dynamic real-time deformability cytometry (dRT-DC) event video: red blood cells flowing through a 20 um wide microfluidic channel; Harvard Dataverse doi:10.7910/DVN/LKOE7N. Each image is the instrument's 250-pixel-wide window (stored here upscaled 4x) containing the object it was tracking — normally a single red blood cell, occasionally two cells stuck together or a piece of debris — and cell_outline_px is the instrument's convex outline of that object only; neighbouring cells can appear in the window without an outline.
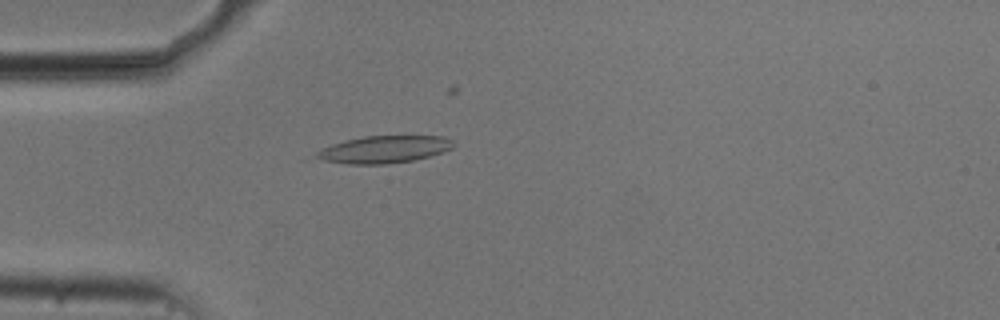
{"species": "common noctule bat (a hibernating species)", "species_latin": "Nyctalus noctula", "temperature_condition": "cold", "stored_images_in_passage": 44, "camera_frame_rate_fps": 3000, "um_per_image_px": 0.085, "animal": {"sex": "male", "body_mass_g": 20.5, "forearm_length_mm": 52.5}, "frame": {"image": 1, "passage_image": 15, "time_ms": 4.667, "image_size_px": [1000, 320], "cell_outline_px": [[456, 144], [452, 148], [444, 152], [412, 160], [384, 164], [348, 164], [300, 160], [332, 144], [344, 140], [364, 136], [444, 136], [452, 140]], "centroid_in_image_um": [32.46, 12.72], "position_along_channel_um": 52.5, "area_um2": 22.48}}
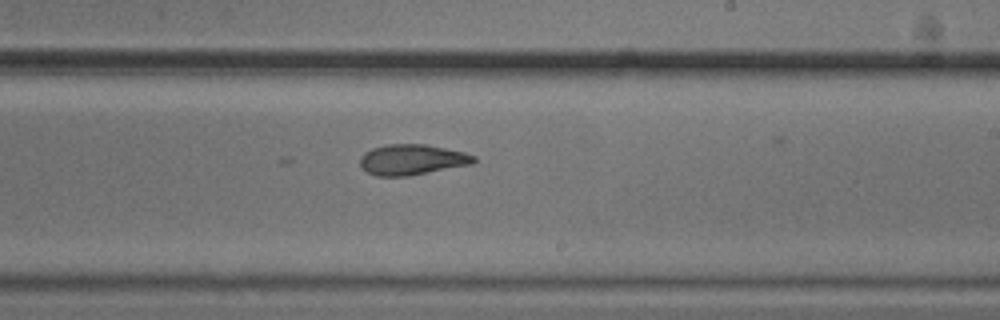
{"frame": {"image": 2, "passage_image": 32, "time_ms": 10.333, "image_size_px": [1000, 320], "cell_outline_px": [[476, 160], [472, 164], [408, 176], [376, 176], [368, 172], [360, 164], [360, 156], [364, 152], [372, 148], [388, 144], [424, 144], [464, 152], [476, 156]], "centroid_in_image_um": [35.01, 13.57], "position_along_channel_um": 254.0, "area_um2": 20.17}}
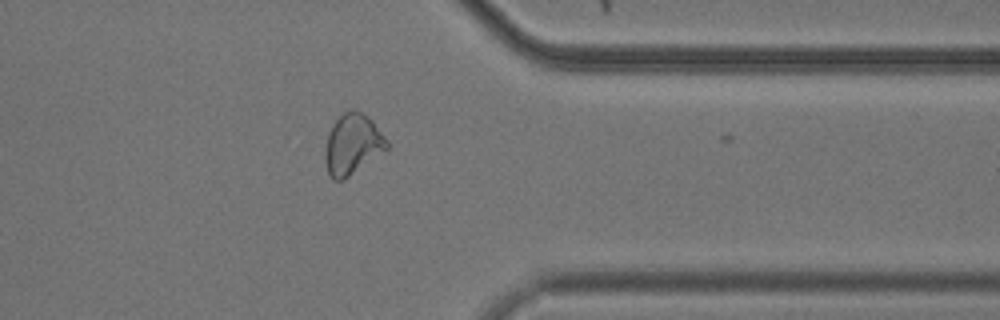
{"frame": {"image": 3, "passage_image": 43, "time_ms": 14.0, "image_size_px": [1000, 320], "cell_outline_px": [[388, 148], [344, 180], [332, 180], [328, 172], [324, 160], [324, 152], [328, 132], [332, 124], [344, 112], [352, 108], [368, 116], [372, 120], [388, 140]], "centroid_in_image_um": [29.94, 12.26], "position_along_channel_um": 381.5, "area_um2": 21.85}}